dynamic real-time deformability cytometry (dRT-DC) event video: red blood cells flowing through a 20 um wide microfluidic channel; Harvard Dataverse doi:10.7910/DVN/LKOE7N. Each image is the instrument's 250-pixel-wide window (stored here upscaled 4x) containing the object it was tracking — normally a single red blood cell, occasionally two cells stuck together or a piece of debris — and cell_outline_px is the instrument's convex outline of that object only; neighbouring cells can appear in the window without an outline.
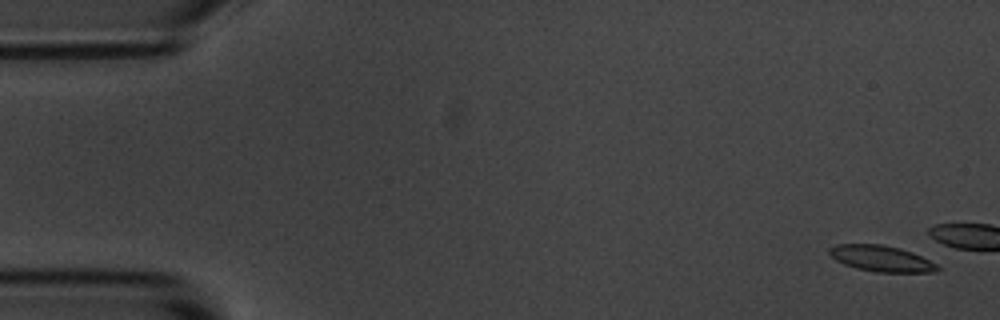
{"species": "common noctule bat (a hibernating species)", "species_latin": "Nyctalus noctula", "temperature_condition": "room temperature", "stored_images_in_passage": 4, "camera_frame_rate_fps": 3000, "um_per_image_px": 0.085, "animal": {"sex": "male", "body_mass_g": 20.1, "forearm_length_mm": 53.5}, "frame": {"image": 1, "passage_image": 1, "time_ms": 0.0, "image_size_px": [1000, 320], "cell_outline_px": [[940, 268], [936, 272], [876, 272], [856, 268], [844, 264], [836, 260], [828, 252], [828, 248], [836, 244], [880, 244], [900, 248], [912, 252], [936, 264]], "centroid_in_image_um": [74.88, 21.97], "position_along_channel_um": 10.1, "area_um2": 16.3}}